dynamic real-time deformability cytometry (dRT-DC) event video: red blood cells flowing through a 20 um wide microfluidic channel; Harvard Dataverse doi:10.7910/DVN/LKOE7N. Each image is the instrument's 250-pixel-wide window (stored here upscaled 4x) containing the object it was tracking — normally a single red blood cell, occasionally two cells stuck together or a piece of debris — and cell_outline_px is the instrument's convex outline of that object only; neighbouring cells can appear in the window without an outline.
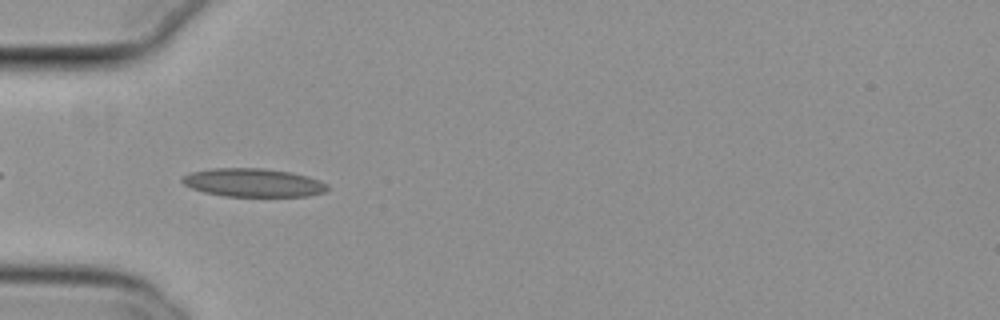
{"species": "common noctule bat (a hibernating species)", "species_latin": "Nyctalus noctula", "temperature_condition": "cold", "stored_images_in_passage": 40, "camera_frame_rate_fps": 3000, "um_per_image_px": 0.085, "animal": {"sex": "female", "body_mass_g": 29.2, "forearm_length_mm": 56.3}, "frame": {"image": 1, "passage_image": 3, "time_ms": 0.667, "image_size_px": [1000, 320], "cell_outline_px": [[328, 188], [324, 192], [308, 196], [224, 196], [204, 192], [192, 188], [184, 184], [180, 180], [184, 176], [192, 172], [212, 168], [264, 168], [292, 172], [308, 176], [320, 180], [328, 184]], "centroid_in_image_um": [21.55, 15.52], "position_along_channel_um": 63.5, "area_um2": 24.04}}
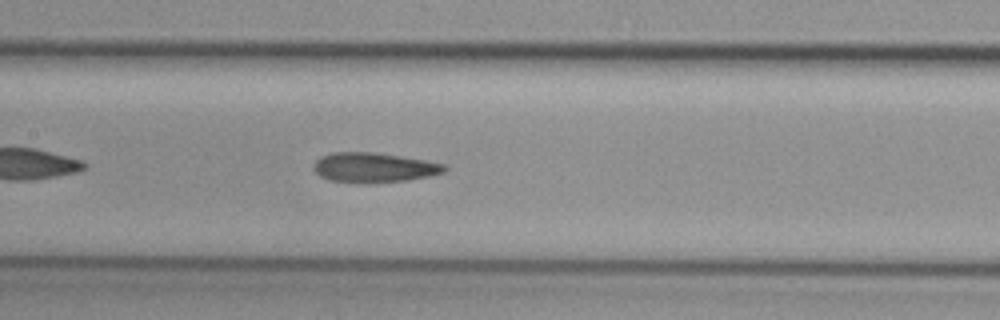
{"frame": {"image": 2, "passage_image": 12, "time_ms": 3.667, "image_size_px": [1000, 320], "cell_outline_px": [[448, 168], [444, 172], [428, 176], [408, 180], [364, 184], [328, 180], [320, 176], [312, 168], [312, 164], [320, 156], [332, 152], [372, 152], [400, 156], [424, 160], [444, 164]], "centroid_in_image_um": [31.73, 14.25], "position_along_channel_um": 175.7, "area_um2": 22.89}}
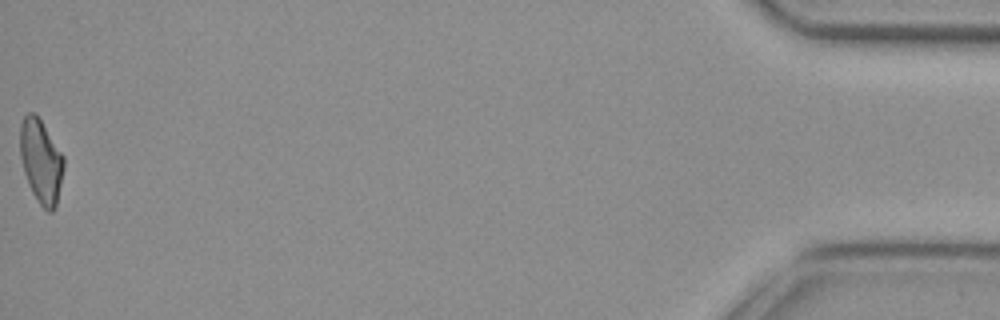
{"frame": {"image": 3, "passage_image": 40, "time_ms": 13.0, "image_size_px": [1000, 320], "cell_outline_px": [[64, 168], [56, 208], [52, 212], [48, 212], [40, 204], [32, 192], [28, 184], [24, 172], [20, 156], [20, 124], [24, 116], [28, 112], [36, 112], [64, 156]], "centroid_in_image_um": [3.49, 13.69], "position_along_channel_um": 431.7, "area_um2": 21.5}, "authors_computed_cell_mechanics": {"area_um2": 22.2241, "velocity_mm_per_s": 3.8152, "shape_relaxation_time_tau1_ms": null, "shape_relaxation_time_tau2_ms": 4.2057, "deformation_change_tau1": null, "deformation_change_tau2": 0.118}}